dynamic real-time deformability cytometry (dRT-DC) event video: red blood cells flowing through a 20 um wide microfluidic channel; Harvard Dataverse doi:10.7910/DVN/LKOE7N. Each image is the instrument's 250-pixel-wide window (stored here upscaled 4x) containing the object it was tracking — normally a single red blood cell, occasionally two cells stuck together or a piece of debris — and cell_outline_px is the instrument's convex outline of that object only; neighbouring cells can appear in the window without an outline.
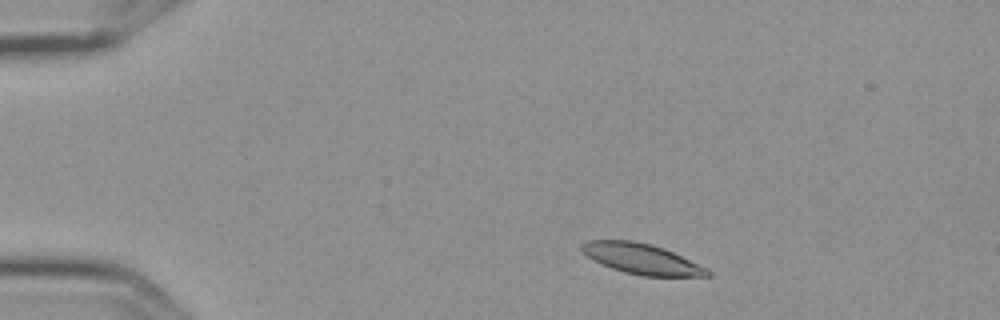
{"species": "Egyptian fruit bat (a non-hibernating species)", "species_latin": "Rousettus aegyptiacus", "temperature_condition": "cold", "stored_images_in_passage": 3, "camera_frame_rate_fps": 3000, "um_per_image_px": 0.085, "frame": {"image": 1, "passage_image": 1, "time_ms": 0.0, "image_size_px": [1000, 320], "cell_outline_px": [[712, 276], [640, 276], [624, 272], [600, 264], [588, 256], [580, 248], [580, 244], [588, 240], [632, 240], [664, 248], [708, 268], [712, 272]], "centroid_in_image_um": [54.55, 22.01], "position_along_channel_um": 30.4, "area_um2": 22.31}}